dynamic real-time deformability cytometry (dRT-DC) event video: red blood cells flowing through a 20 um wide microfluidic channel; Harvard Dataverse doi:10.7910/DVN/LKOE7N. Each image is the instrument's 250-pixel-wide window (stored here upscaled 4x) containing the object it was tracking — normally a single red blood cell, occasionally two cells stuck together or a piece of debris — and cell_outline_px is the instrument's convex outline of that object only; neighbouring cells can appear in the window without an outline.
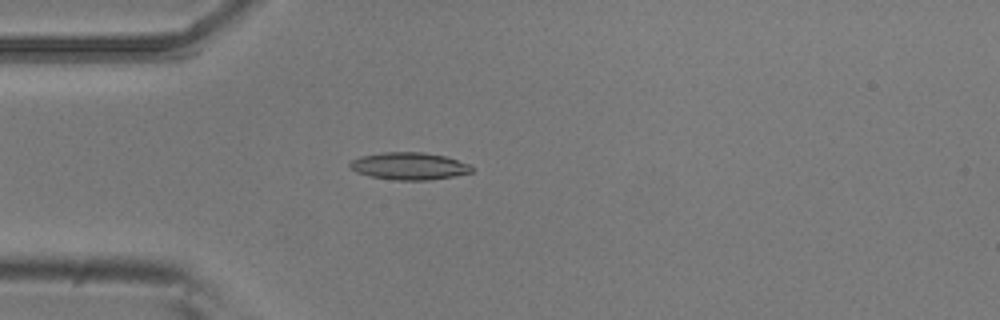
{"species": "common noctule bat (a hibernating species)", "species_latin": "Nyctalus noctula", "temperature_condition": "room temperature", "stored_images_in_passage": 4, "camera_frame_rate_fps": 3000, "um_per_image_px": 0.085, "animal": {"sex": "male", "body_mass_g": 20.5, "forearm_length_mm": 52.5}, "frame": {"image": 1, "passage_image": 4, "time_ms": 1.0, "image_size_px": [1000, 320], "cell_outline_px": [[472, 172], [456, 176], [432, 180], [396, 180], [372, 176], [356, 172], [348, 164], [352, 160], [360, 156], [380, 152], [424, 152], [444, 156], [468, 164], [472, 168]], "centroid_in_image_um": [34.77, 14.11], "position_along_channel_um": 50.2, "area_um2": 19.31}}